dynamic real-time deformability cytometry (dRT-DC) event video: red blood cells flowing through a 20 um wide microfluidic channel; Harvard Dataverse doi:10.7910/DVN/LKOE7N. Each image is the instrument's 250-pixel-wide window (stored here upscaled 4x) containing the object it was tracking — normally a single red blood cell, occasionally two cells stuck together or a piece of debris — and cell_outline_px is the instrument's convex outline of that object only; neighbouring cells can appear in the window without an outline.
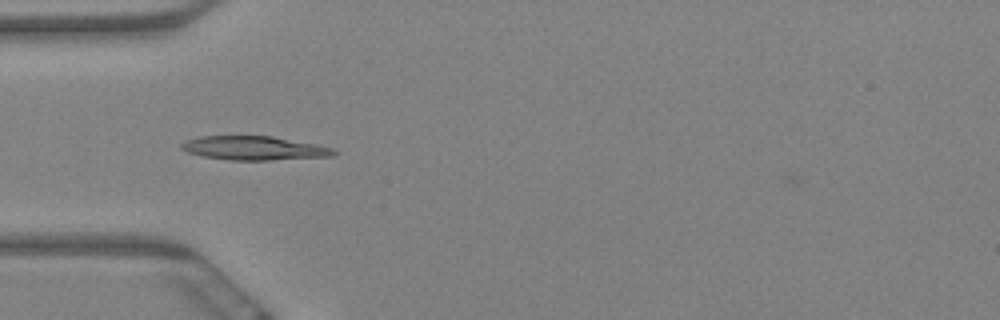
{"species": "Egyptian fruit bat (a non-hibernating species)", "species_latin": "Rousettus aegyptiacus", "temperature_condition": "warm", "stored_images_in_passage": 6, "camera_frame_rate_fps": 3000, "um_per_image_px": 0.085, "animal": {"sex": "female"}, "frame": {"image": 1, "passage_image": 5, "time_ms": 1.333, "image_size_px": [1000, 320], "cell_outline_px": [[336, 156], [268, 160], [228, 160], [204, 156], [188, 152], [180, 148], [180, 144], [188, 140], [200, 136], [272, 136], [316, 144], [332, 148], [336, 152]], "centroid_in_image_um": [21.62, 12.59], "position_along_channel_um": 63.4, "area_um2": 21.1}}
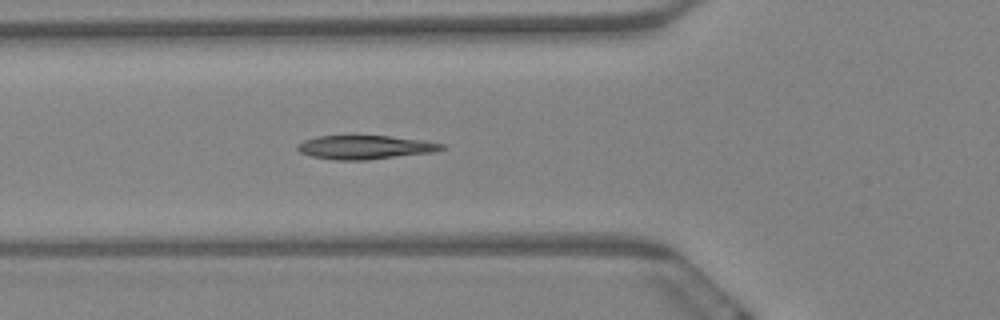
{"frame": {"image": 2, "passage_image": 6, "time_ms": 1.667, "image_size_px": [1000, 320], "cell_outline_px": [[444, 148], [432, 152], [368, 160], [336, 160], [312, 156], [300, 152], [296, 148], [296, 144], [304, 140], [316, 136], [388, 136], [424, 140], [444, 144]], "centroid_in_image_um": [31.0, 12.51], "position_along_channel_um": 94.8, "area_um2": 19.88}}